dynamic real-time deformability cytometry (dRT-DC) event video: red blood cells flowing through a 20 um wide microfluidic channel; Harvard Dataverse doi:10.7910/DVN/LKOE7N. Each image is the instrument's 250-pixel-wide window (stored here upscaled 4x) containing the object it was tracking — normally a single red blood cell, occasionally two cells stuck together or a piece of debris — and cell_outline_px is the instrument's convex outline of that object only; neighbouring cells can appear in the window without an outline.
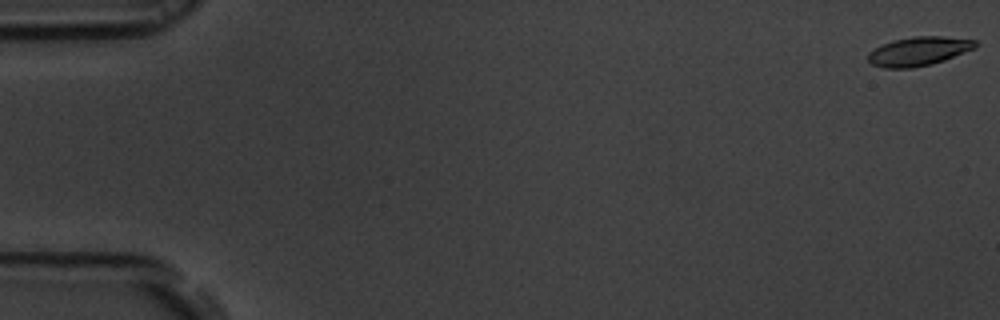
{"species": "common noctule bat (a hibernating species)", "species_latin": "Nyctalus noctula", "temperature_condition": "room temperature", "stored_images_in_passage": 56, "camera_frame_rate_fps": 3000, "um_per_image_px": 0.085, "animal": {"sex": "male", "body_mass_g": 19.5, "forearm_length_mm": 54.6}, "frame": {"image": 1, "passage_image": 1, "time_ms": 0.0, "image_size_px": [1000, 320], "cell_outline_px": [[980, 44], [976, 48], [944, 60], [932, 64], [912, 68], [884, 68], [872, 64], [868, 60], [868, 52], [892, 40], [912, 36], [944, 36], [976, 40]], "centroid_in_image_um": [78.12, 4.35], "position_along_channel_um": 6.9, "area_um2": 18.21}}
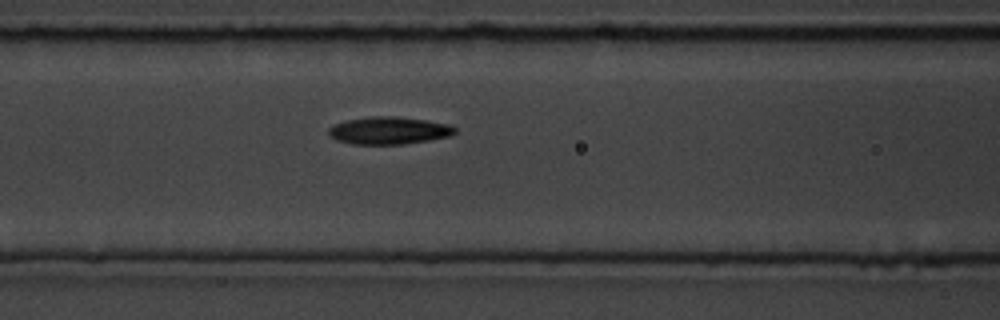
{"frame": {"image": 2, "passage_image": 24, "time_ms": 7.667, "image_size_px": [1000, 320], "cell_outline_px": [[456, 132], [448, 136], [428, 140], [400, 144], [352, 144], [336, 140], [328, 132], [328, 128], [332, 124], [348, 120], [372, 116], [396, 116], [424, 120], [448, 124], [456, 128]], "centroid_in_image_um": [33.02, 11.09], "position_along_channel_um": 133.6, "area_um2": 20.0}}
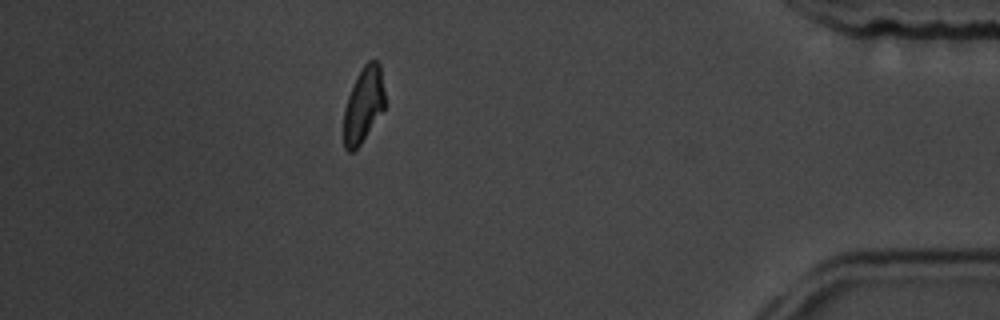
{"frame": {"image": 3, "passage_image": 50, "time_ms": 16.333, "image_size_px": [1000, 320], "cell_outline_px": [[384, 108], [360, 144], [352, 152], [348, 152], [344, 148], [344, 108], [348, 96], [356, 76], [364, 64], [368, 60], [376, 60], [380, 64], [384, 92]], "centroid_in_image_um": [30.88, 8.88], "position_along_channel_um": 404.3, "area_um2": 17.86}, "authors_computed_cell_mechanics": {"area_um2": 18.9006, "velocity_mm_per_s": 3.654, "shape_relaxation_time_tau1_ms": 2.9548, "shape_relaxation_time_tau2_ms": 3.6147, "deformation_change_tau1": 0.128, "deformation_change_tau2": 0.1091}}